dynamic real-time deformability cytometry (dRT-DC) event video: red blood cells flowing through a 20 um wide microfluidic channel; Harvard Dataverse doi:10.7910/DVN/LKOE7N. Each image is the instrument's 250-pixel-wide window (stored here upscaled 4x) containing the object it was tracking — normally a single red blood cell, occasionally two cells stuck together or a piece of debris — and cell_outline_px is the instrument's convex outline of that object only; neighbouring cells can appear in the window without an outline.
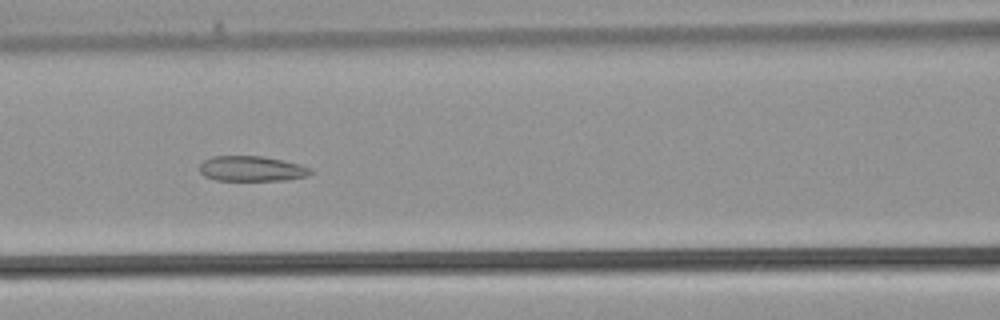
{"species": "common noctule bat (a hibernating species)", "species_latin": "Nyctalus noctula", "temperature_condition": "warm", "stored_images_in_passage": 27, "camera_frame_rate_fps": 3000, "um_per_image_px": 0.085, "animal": {"sex": "male", "body_mass_g": 21.5, "forearm_length_mm": 52.0}, "frame": {"image": 1, "passage_image": 5, "time_ms": 1.333, "image_size_px": [1000, 320], "cell_outline_px": [[312, 172], [308, 176], [284, 180], [216, 180], [204, 176], [200, 172], [200, 164], [204, 160], [212, 156], [264, 156], [300, 164], [312, 168]], "centroid_in_image_um": [21.4, 14.33], "position_along_channel_um": 145.2, "area_um2": 16.36}}
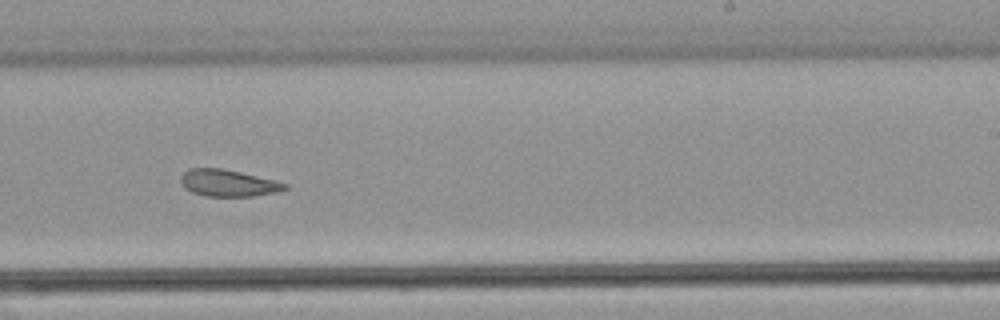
{"frame": {"image": 2, "passage_image": 12, "time_ms": 3.667, "image_size_px": [1000, 320], "cell_outline_px": [[288, 188], [276, 192], [252, 196], [208, 196], [192, 192], [184, 188], [180, 180], [180, 176], [188, 168], [220, 168], [240, 172], [276, 180], [288, 184]], "centroid_in_image_um": [19.38, 15.55], "position_along_channel_um": 269.6, "area_um2": 16.24}}
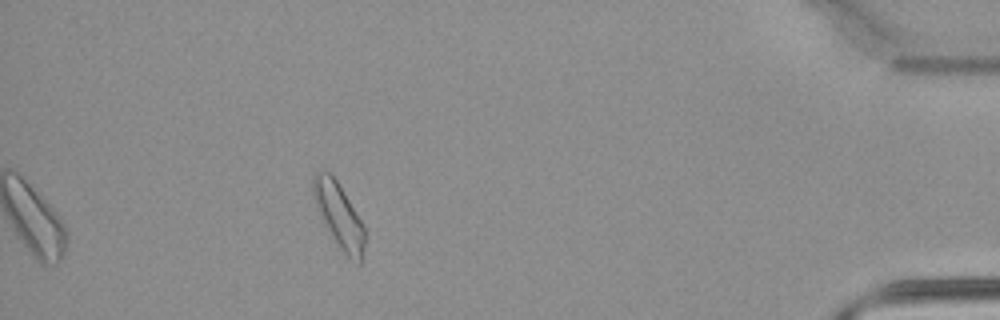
{"frame": {"image": 3, "passage_image": 23, "time_ms": 7.333, "image_size_px": [1000, 320], "cell_outline_px": [[364, 248], [360, 264], [336, 248], [316, 208], [312, 196], [312, 176], [316, 172], [328, 172], [336, 180], [364, 224]], "centroid_in_image_um": [28.77, 18.34], "position_along_channel_um": 406.4, "area_um2": 19.59}}